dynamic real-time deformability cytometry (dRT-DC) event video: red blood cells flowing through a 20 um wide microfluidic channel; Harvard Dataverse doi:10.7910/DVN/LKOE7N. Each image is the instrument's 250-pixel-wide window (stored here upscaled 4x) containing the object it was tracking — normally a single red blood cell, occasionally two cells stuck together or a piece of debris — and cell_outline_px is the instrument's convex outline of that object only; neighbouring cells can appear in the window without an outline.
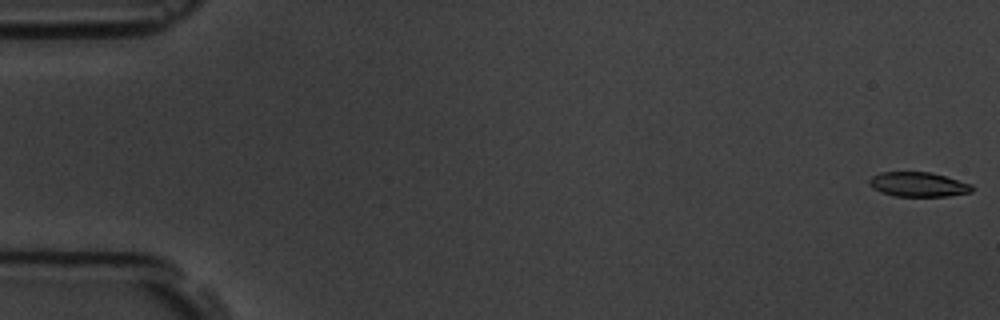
{"species": "common noctule bat (a hibernating species)", "species_latin": "Nyctalus noctula", "temperature_condition": "room temperature", "stored_images_in_passage": 6, "camera_frame_rate_fps": 3000, "um_per_image_px": 0.085, "animal": {"sex": "male", "body_mass_g": 19.5, "forearm_length_mm": 54.6}, "frame": {"image": 1, "passage_image": 1, "time_ms": 0.0, "image_size_px": [1000, 320], "cell_outline_px": [[972, 192], [948, 196], [892, 196], [880, 192], [872, 188], [868, 184], [868, 180], [872, 176], [880, 172], [932, 172], [972, 184]], "centroid_in_image_um": [78.02, 15.67], "position_along_channel_um": 7.0, "area_um2": 14.85}}
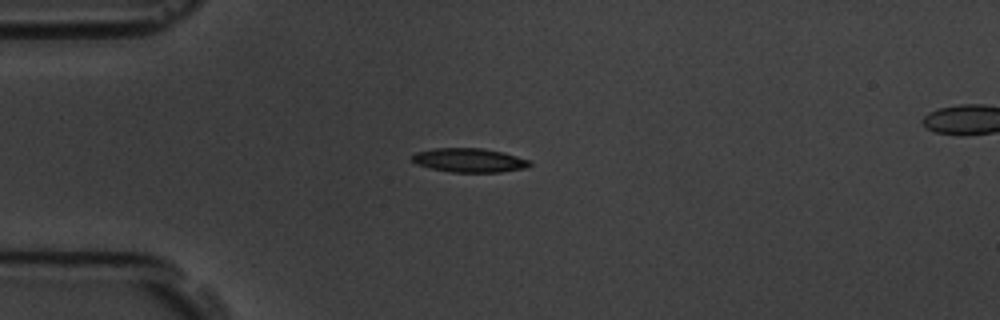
{"frame": {"image": 2, "passage_image": 4, "time_ms": 4.667, "image_size_px": [1000, 320], "cell_outline_px": [[532, 164], [528, 168], [500, 172], [452, 172], [432, 168], [416, 164], [412, 160], [412, 156], [416, 152], [436, 148], [480, 148], [504, 152], [528, 160]], "centroid_in_image_um": [39.91, 13.62], "position_along_channel_um": 45.1, "area_um2": 16.36}}
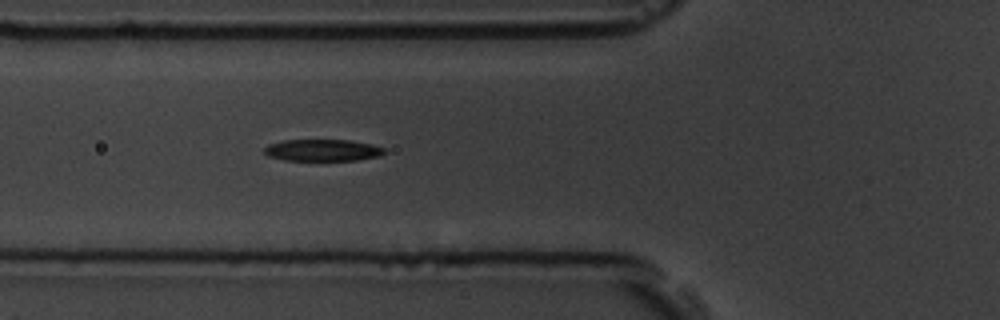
{"frame": {"image": 3, "passage_image": 6, "time_ms": 6.667, "image_size_px": [1000, 320], "cell_outline_px": [[384, 152], [380, 156], [356, 160], [284, 160], [268, 156], [264, 152], [264, 148], [268, 144], [284, 140], [352, 140], [372, 144], [384, 148]], "centroid_in_image_um": [27.41, 12.76], "position_along_channel_um": 98.4, "area_um2": 15.2}}